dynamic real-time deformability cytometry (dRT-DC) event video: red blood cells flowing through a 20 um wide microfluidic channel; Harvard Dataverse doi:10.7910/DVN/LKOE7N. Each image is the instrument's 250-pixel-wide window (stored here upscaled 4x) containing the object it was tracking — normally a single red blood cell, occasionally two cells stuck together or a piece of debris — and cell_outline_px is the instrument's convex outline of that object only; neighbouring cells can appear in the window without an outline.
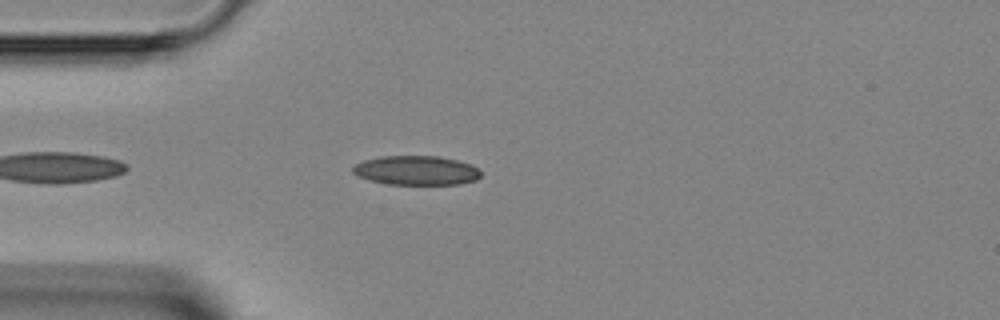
{"species": "Egyptian fruit bat (a non-hibernating species)", "species_latin": "Rousettus aegyptiacus", "temperature_condition": "room temperature", "stored_images_in_passage": 38, "camera_frame_rate_fps": 3000, "um_per_image_px": 0.085, "animal": {"sex": "female"}, "frame": {"image": 1, "passage_image": 4, "time_ms": 1.0, "image_size_px": [1000, 320], "cell_outline_px": [[480, 176], [476, 180], [460, 184], [388, 184], [368, 180], [356, 176], [352, 172], [352, 168], [356, 164], [364, 160], [380, 156], [440, 156], [472, 164], [480, 172]], "centroid_in_image_um": [35.36, 14.48], "position_along_channel_um": 49.6, "area_um2": 21.91}}
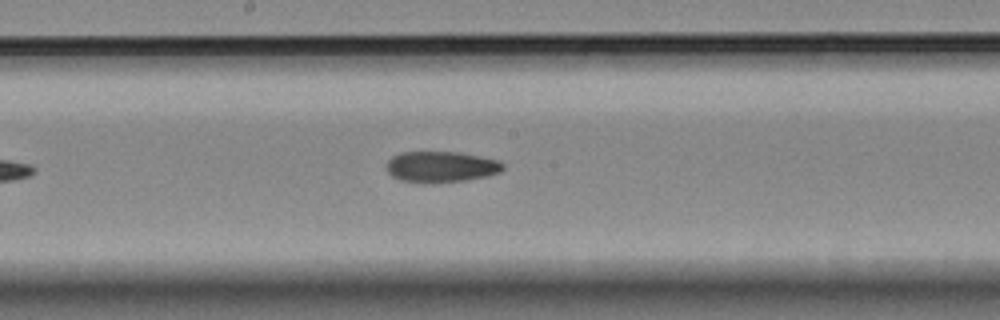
{"frame": {"image": 2, "passage_image": 16, "time_ms": 5.0, "image_size_px": [1000, 320], "cell_outline_px": [[504, 168], [500, 172], [488, 176], [464, 180], [432, 184], [400, 180], [392, 176], [384, 168], [388, 160], [392, 156], [400, 152], [460, 152], [500, 160], [504, 164]], "centroid_in_image_um": [37.48, 14.18], "position_along_channel_um": 210.7, "area_um2": 21.39}}
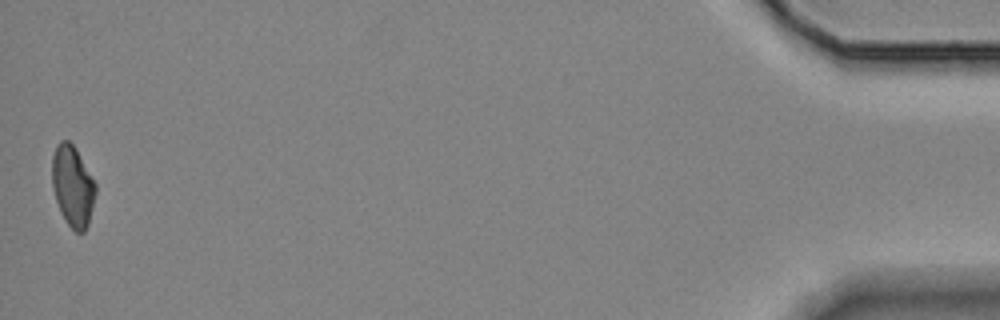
{"frame": {"image": 3, "passage_image": 38, "time_ms": 12.333, "image_size_px": [1000, 320], "cell_outline_px": [[96, 192], [88, 224], [84, 232], [76, 232], [68, 224], [56, 200], [52, 188], [52, 156], [56, 144], [60, 140], [68, 140], [76, 148], [96, 184]], "centroid_in_image_um": [6.17, 15.77], "position_along_channel_um": 429.0, "area_um2": 20.35}}